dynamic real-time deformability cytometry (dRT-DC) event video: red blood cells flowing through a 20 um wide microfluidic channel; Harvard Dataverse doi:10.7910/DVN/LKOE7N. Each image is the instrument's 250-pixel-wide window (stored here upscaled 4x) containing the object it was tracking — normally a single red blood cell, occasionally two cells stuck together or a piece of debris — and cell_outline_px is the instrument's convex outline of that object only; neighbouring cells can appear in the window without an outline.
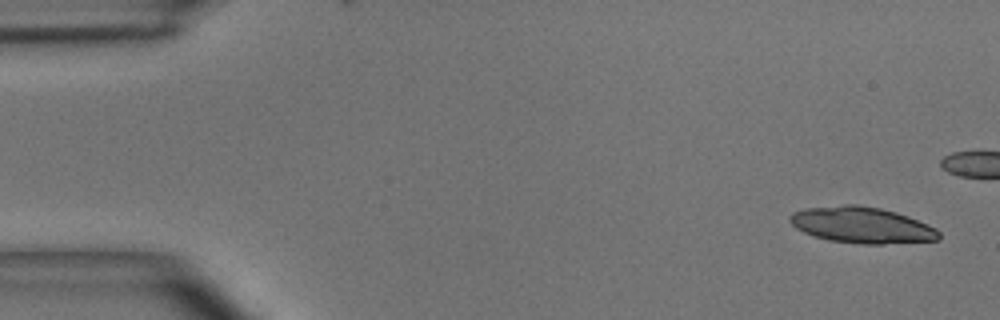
{"species": "common noctule bat (a hibernating species)", "species_latin": "Nyctalus noctula", "temperature_condition": "room temperature", "stored_images_in_passage": 5, "camera_frame_rate_fps": 3000, "um_per_image_px": 0.085, "animal": {"sex": "male", "body_mass_g": 15.6}, "frame": {"image": 1, "passage_image": 1, "time_ms": 0.0, "image_size_px": [1000, 320], "cell_outline_px": [[940, 240], [884, 244], [860, 244], [828, 240], [804, 232], [796, 228], [788, 220], [788, 216], [792, 212], [804, 208], [844, 204], [856, 204], [880, 208], [896, 212], [908, 216], [928, 224], [936, 228], [940, 232]], "centroid_in_image_um": [73.25, 19.12], "position_along_channel_um": 11.7, "area_um2": 31.67}}